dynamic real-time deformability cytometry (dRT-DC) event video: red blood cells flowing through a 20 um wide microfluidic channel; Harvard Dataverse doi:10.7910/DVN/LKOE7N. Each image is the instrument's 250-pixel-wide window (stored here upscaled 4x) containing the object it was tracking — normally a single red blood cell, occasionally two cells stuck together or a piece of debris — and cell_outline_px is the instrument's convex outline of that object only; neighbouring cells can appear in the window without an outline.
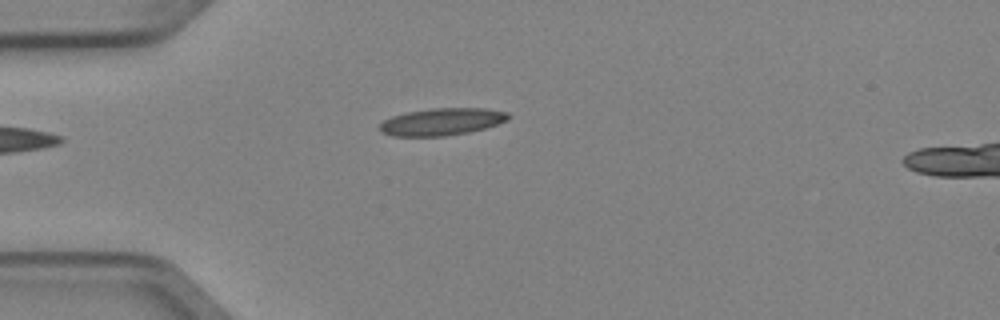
{"species": "Egyptian fruit bat (a non-hibernating species)", "species_latin": "Rousettus aegyptiacus", "temperature_condition": "cold", "stored_images_in_passage": 4, "camera_frame_rate_fps": 3000, "um_per_image_px": 0.085, "animal": {"sex": "female"}, "frame": {"image": 1, "passage_image": 4, "time_ms": 1.0, "image_size_px": [1000, 320], "cell_outline_px": [[512, 116], [508, 120], [484, 128], [468, 132], [444, 136], [392, 136], [380, 132], [380, 124], [384, 120], [392, 116], [408, 112], [432, 108], [484, 108], [508, 112]], "centroid_in_image_um": [37.56, 10.34], "position_along_channel_um": 47.4, "area_um2": 20.35}}